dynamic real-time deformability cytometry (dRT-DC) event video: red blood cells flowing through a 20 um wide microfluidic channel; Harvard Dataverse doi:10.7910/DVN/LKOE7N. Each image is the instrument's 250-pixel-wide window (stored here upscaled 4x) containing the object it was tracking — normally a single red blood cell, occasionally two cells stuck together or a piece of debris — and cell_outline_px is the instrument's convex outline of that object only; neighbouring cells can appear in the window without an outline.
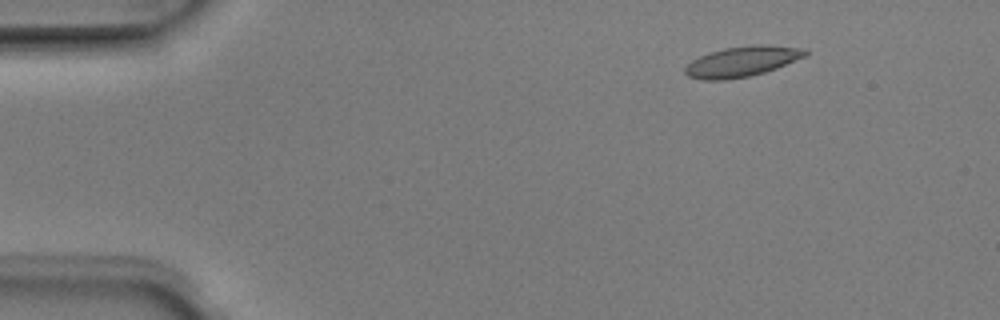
{"species": "Egyptian fruit bat (a non-hibernating species)", "species_latin": "Rousettus aegyptiacus", "temperature_condition": "room temperature", "stored_images_in_passage": 5, "segment_of_instrument_passage": [1, 2], "camera_frame_rate_fps": 3000, "um_per_image_px": 0.085, "animal": {"sex": "male"}, "frame": {"image": 1, "passage_image": 2, "time_ms": 0.333, "image_size_px": [1000, 320], "cell_outline_px": [[808, 52], [804, 56], [776, 68], [764, 72], [748, 76], [724, 80], [704, 80], [688, 76], [684, 72], [684, 68], [692, 60], [708, 52], [724, 48], [752, 44], [764, 44], [808, 48]], "centroid_in_image_um": [63.07, 5.21], "position_along_channel_um": 21.9, "area_um2": 21.27}}